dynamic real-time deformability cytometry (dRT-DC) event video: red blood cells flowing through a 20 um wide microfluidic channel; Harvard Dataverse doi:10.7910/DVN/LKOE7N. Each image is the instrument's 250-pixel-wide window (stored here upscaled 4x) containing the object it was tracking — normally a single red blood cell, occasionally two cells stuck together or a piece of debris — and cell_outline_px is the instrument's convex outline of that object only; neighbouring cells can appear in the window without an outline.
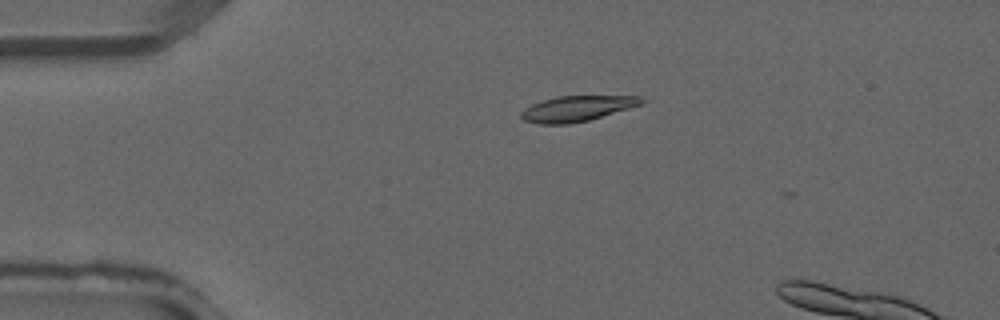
{"species": "common noctule bat (a hibernating species)", "species_latin": "Nyctalus noctula", "temperature_condition": "warm", "stored_images_in_passage": 2, "camera_frame_rate_fps": 3000, "um_per_image_px": 0.085, "animal": {"sex": "male", "forearm_length_mm": 52.5}, "frame": {"image": 1, "passage_image": 1, "time_ms": 0.0, "image_size_px": [1000, 320], "cell_outline_px": [[652, 100], [644, 104], [588, 120], [568, 124], [540, 124], [524, 120], [520, 116], [520, 112], [524, 108], [532, 104], [556, 96], [640, 96]], "centroid_in_image_um": [49.11, 9.21], "position_along_channel_um": 35.9, "area_um2": 18.03}}